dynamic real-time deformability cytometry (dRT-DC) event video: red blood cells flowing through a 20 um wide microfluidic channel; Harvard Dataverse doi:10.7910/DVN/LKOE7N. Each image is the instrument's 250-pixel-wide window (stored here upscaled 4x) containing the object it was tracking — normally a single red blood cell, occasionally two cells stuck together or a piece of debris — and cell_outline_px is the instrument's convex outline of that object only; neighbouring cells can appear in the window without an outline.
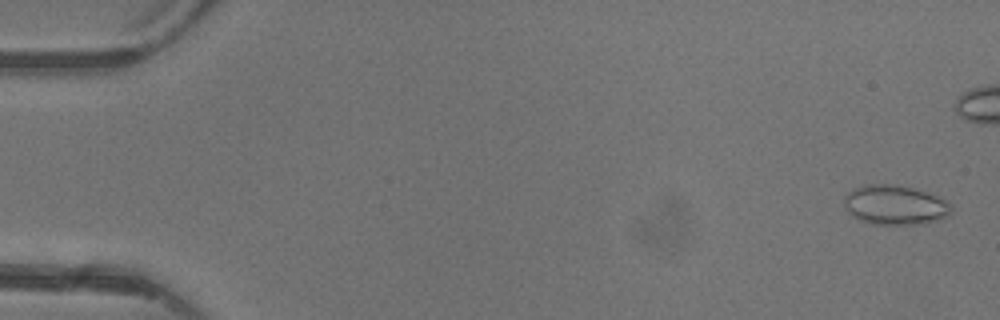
{"species": "common noctule bat (a hibernating species)", "species_latin": "Nyctalus noctula", "temperature_condition": "warm", "stored_images_in_passage": 4, "camera_frame_rate_fps": 3000, "um_per_image_px": 0.085, "animal": {"sex": "female"}, "frame": {"image": 1, "passage_image": 1, "time_ms": 0.0, "image_size_px": [1000, 320], "cell_outline_px": [[952, 212], [948, 216], [924, 224], [872, 224], [860, 220], [848, 212], [844, 204], [844, 196], [852, 188], [864, 184], [884, 184], [912, 188], [936, 196], [952, 204]], "centroid_in_image_um": [76.06, 17.43], "position_along_channel_um": 8.9, "area_um2": 24.62}}